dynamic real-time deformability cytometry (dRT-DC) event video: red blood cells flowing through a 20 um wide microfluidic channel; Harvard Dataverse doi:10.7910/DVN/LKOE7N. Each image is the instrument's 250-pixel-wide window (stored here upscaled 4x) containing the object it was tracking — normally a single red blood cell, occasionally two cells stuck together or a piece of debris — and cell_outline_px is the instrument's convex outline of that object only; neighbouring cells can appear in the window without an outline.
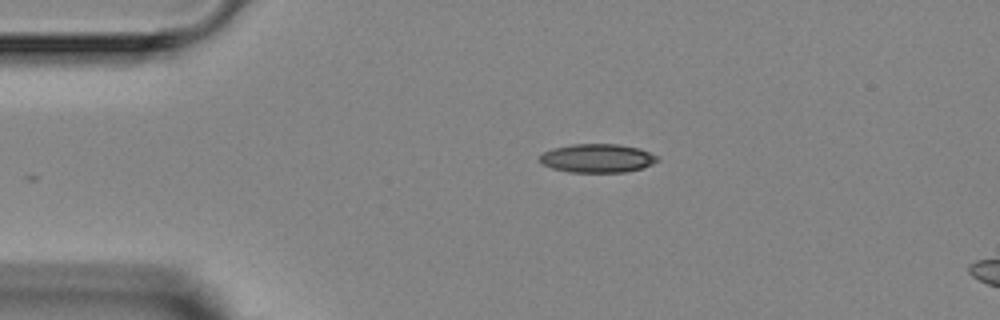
{"species": "Egyptian fruit bat (a non-hibernating species)", "species_latin": "Rousettus aegyptiacus", "temperature_condition": "room temperature", "stored_images_in_passage": 4, "camera_frame_rate_fps": 3000, "um_per_image_px": 0.085, "animal": {"sex": "female"}, "frame": {"image": 1, "passage_image": 3, "time_ms": 3.0, "image_size_px": [1000, 320], "cell_outline_px": [[660, 160], [652, 164], [640, 168], [624, 172], [568, 172], [552, 168], [540, 164], [540, 156], [544, 152], [552, 148], [572, 144], [620, 144], [640, 148], [660, 156]], "centroid_in_image_um": [50.79, 13.44], "position_along_channel_um": 34.2, "area_um2": 19.83}}